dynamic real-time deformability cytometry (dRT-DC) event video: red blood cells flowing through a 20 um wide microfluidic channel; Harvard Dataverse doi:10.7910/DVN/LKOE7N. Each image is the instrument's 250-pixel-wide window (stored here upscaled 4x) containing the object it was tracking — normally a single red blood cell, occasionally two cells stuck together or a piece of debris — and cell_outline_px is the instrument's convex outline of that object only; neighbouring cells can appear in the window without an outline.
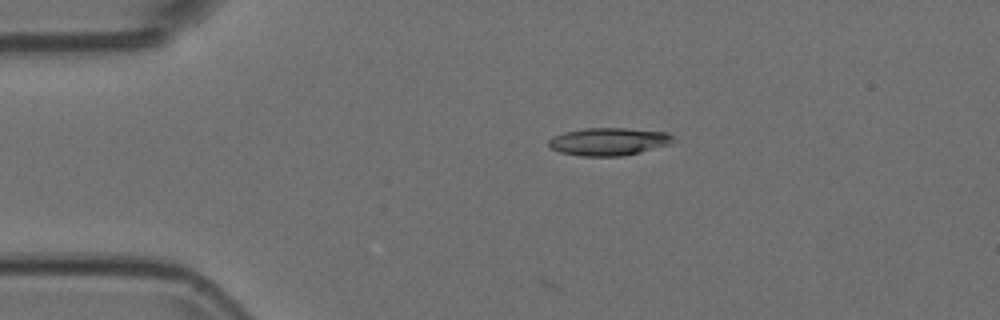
{"species": "Egyptian fruit bat (a non-hibernating species)", "species_latin": "Rousettus aegyptiacus", "temperature_condition": "room temperature", "stored_images_in_passage": 4, "camera_frame_rate_fps": 3000, "um_per_image_px": 0.085, "animal": {"sex": "female"}, "frame": {"image": 1, "passage_image": 4, "time_ms": 1.0, "image_size_px": [1000, 320], "cell_outline_px": [[676, 140], [672, 144], [640, 152], [620, 156], [580, 156], [560, 152], [552, 148], [548, 144], [548, 140], [564, 132], [584, 128], [624, 128], [668, 132]], "centroid_in_image_um": [51.78, 12.03], "position_along_channel_um": 33.2, "area_um2": 20.11}}